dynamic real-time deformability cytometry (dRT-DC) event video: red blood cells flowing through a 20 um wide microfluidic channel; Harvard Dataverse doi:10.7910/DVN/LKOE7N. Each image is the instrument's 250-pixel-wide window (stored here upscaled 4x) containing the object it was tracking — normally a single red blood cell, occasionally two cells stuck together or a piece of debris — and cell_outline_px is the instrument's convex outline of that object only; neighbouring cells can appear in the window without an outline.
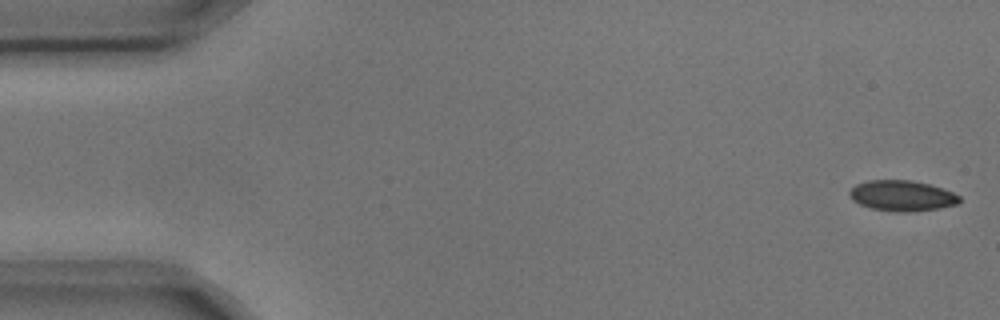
{"species": "common noctule bat (a hibernating species)", "species_latin": "Nyctalus noctula", "temperature_condition": "cold", "stored_images_in_passage": 4, "camera_frame_rate_fps": 3000, "um_per_image_px": 0.085, "animal": {"sex": "male", "body_mass_g": 17.9, "forearm_length_mm": 54.2}, "frame": {"image": 1, "passage_image": 1, "time_ms": 0.0, "image_size_px": [1000, 320], "cell_outline_px": [[960, 200], [956, 204], [940, 208], [916, 212], [896, 212], [872, 208], [860, 204], [852, 200], [848, 196], [848, 192], [856, 184], [868, 180], [912, 180], [944, 188], [960, 196]], "centroid_in_image_um": [76.66, 16.64], "position_along_channel_um": 8.3, "area_um2": 19.77}}
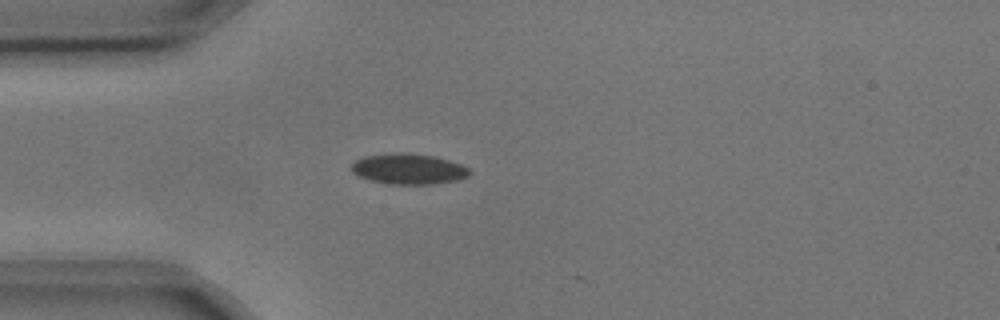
{"frame": {"image": 2, "passage_image": 4, "time_ms": 1.0, "image_size_px": [1000, 320], "cell_outline_px": [[472, 172], [468, 176], [456, 180], [432, 184], [392, 184], [368, 180], [352, 172], [352, 164], [356, 160], [364, 156], [396, 152], [400, 152], [432, 156], [448, 160], [460, 164], [468, 168]], "centroid_in_image_um": [34.71, 14.36], "position_along_channel_um": 50.3, "area_um2": 20.87}}